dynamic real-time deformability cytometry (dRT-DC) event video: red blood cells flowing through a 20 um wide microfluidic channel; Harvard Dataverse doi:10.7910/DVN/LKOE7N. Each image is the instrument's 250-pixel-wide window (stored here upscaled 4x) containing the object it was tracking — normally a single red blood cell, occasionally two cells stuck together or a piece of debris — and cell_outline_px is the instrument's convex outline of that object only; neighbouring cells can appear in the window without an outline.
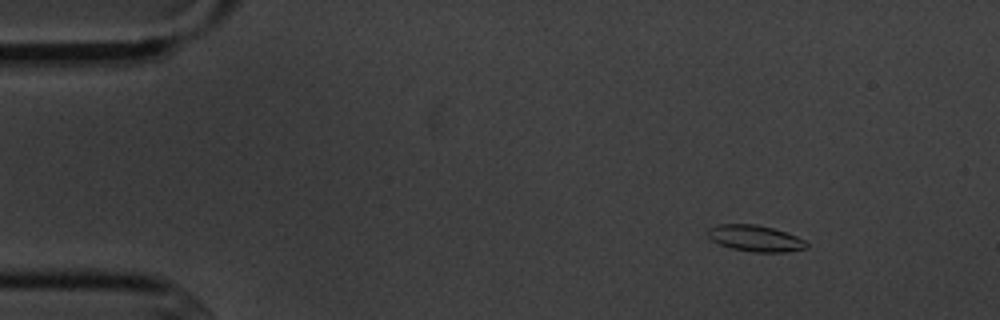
{"species": "common noctule bat (a hibernating species)", "species_latin": "Nyctalus noctula", "temperature_condition": "cold", "stored_images_in_passage": 4, "camera_frame_rate_fps": 3000, "um_per_image_px": 0.085, "animal": {"sex": "male", "body_mass_g": 20.1, "forearm_length_mm": 53.5}, "frame": {"image": 1, "passage_image": 2, "time_ms": 1.0, "image_size_px": [1000, 320], "cell_outline_px": [[808, 248], [784, 252], [752, 252], [732, 248], [720, 244], [712, 240], [708, 236], [708, 228], [716, 224], [756, 224], [772, 228], [796, 236], [804, 240], [808, 244]], "centroid_in_image_um": [64.19, 20.25], "position_along_channel_um": 20.8, "area_um2": 15.03}}
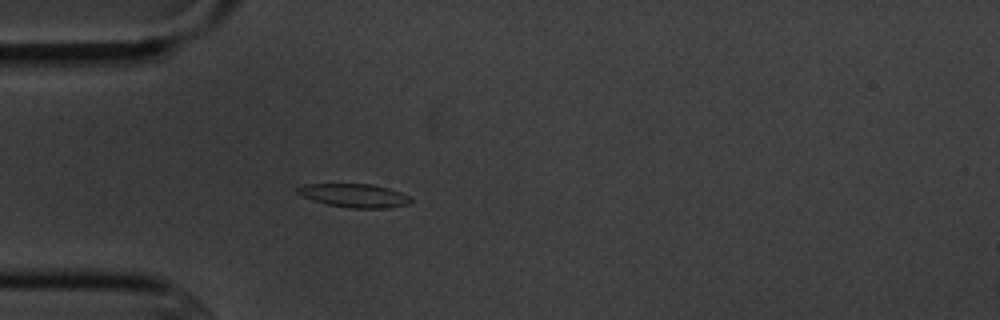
{"frame": {"image": 2, "passage_image": 4, "time_ms": 4.0, "image_size_px": [1000, 320], "cell_outline_px": [[412, 200], [408, 204], [384, 208], [348, 208], [328, 204], [304, 196], [296, 192], [296, 188], [304, 184], [372, 184], [388, 188], [412, 196]], "centroid_in_image_um": [30.16, 16.61], "position_along_channel_um": 54.8, "area_um2": 15.37}}